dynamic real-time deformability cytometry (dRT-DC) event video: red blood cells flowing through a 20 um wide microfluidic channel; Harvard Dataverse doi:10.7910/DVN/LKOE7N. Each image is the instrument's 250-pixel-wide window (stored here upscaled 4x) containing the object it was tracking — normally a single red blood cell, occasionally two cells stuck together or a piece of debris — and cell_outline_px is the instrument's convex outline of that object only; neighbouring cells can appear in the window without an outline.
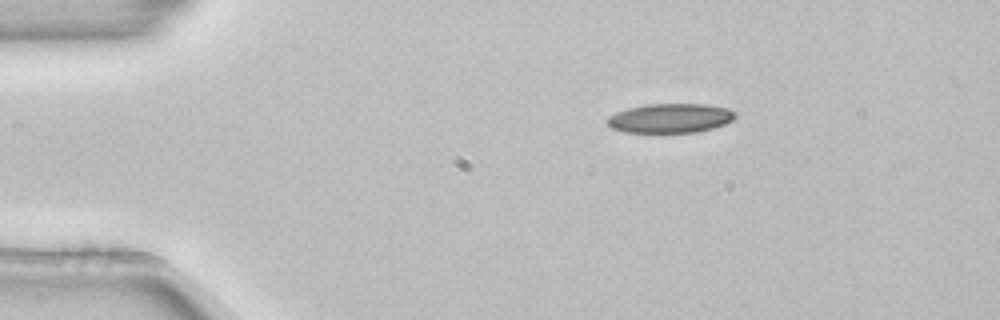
{"species": "common noctule bat (a hibernating species)", "species_latin": "Nyctalus noctula", "temperature_condition": "room temperature", "stored_images_in_passage": 2, "camera_frame_rate_fps": 3000, "um_per_image_px": 0.085, "animal": {"sex": "female", "body_mass_g": 22.7, "forearm_length_mm": 54.2}, "frame": {"image": 1, "passage_image": 2, "time_ms": 0.333, "image_size_px": [1000, 320], "cell_outline_px": [[736, 116], [732, 120], [724, 124], [712, 128], [696, 132], [624, 132], [612, 128], [604, 120], [608, 116], [616, 112], [628, 108], [648, 104], [704, 104], [728, 108], [736, 112]], "centroid_in_image_um": [56.95, 10.04], "position_along_channel_um": 28.0, "area_um2": 21.85}}